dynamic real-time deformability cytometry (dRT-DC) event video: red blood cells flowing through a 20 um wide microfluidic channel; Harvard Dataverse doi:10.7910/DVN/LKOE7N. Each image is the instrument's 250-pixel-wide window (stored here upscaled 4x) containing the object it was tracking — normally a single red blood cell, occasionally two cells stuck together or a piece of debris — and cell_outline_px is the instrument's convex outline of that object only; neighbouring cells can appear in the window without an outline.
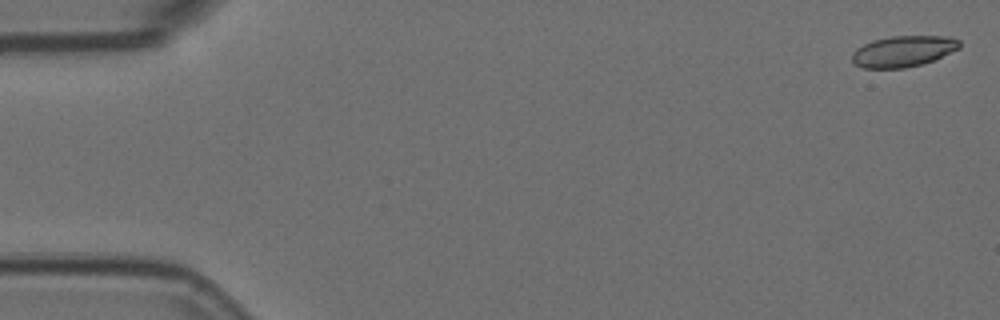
{"species": "Egyptian fruit bat (a non-hibernating species)", "species_latin": "Rousettus aegyptiacus", "temperature_condition": "room temperature", "stored_images_in_passage": 6, "camera_frame_rate_fps": 3000, "um_per_image_px": 0.085, "animal": {"sex": "female"}, "frame": {"image": 1, "passage_image": 1, "time_ms": 0.0, "image_size_px": [1000, 320], "cell_outline_px": [[960, 48], [932, 60], [920, 64], [904, 68], [864, 68], [856, 64], [852, 60], [852, 52], [856, 48], [872, 40], [892, 36], [952, 36], [960, 40]], "centroid_in_image_um": [76.77, 4.34], "position_along_channel_um": 8.2, "area_um2": 19.36}}
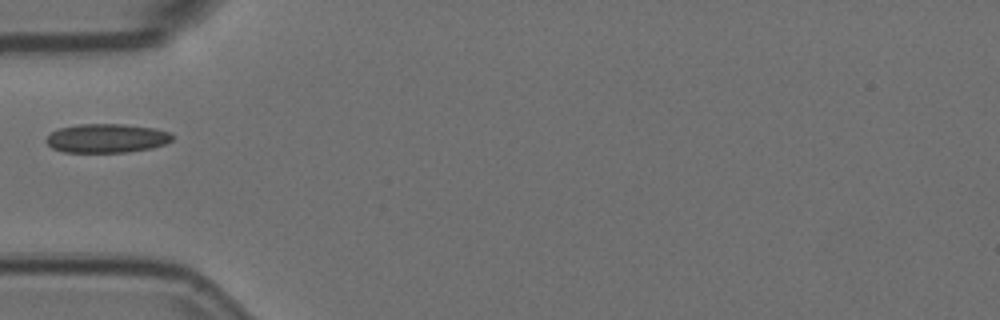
{"frame": {"image": 2, "passage_image": 5, "time_ms": 1.333, "image_size_px": [1000, 320], "cell_outline_px": [[172, 140], [164, 144], [152, 148], [128, 152], [64, 152], [52, 148], [44, 140], [52, 132], [60, 128], [80, 124], [124, 124], [152, 128], [172, 132]], "centroid_in_image_um": [9.07, 11.75], "position_along_channel_um": 75.9, "area_um2": 21.21}}
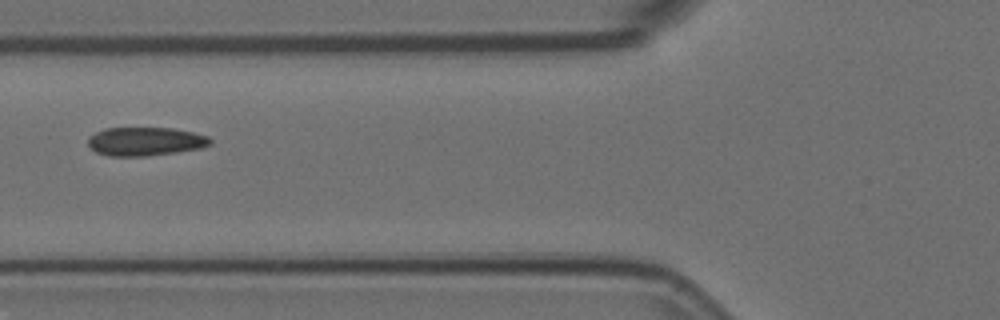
{"frame": {"image": 3, "passage_image": 6, "time_ms": 1.667, "image_size_px": [1000, 320], "cell_outline_px": [[212, 144], [200, 148], [176, 152], [148, 156], [108, 156], [96, 152], [88, 144], [88, 136], [104, 128], [172, 128], [192, 132], [208, 136], [212, 140]], "centroid_in_image_um": [12.34, 12.02], "position_along_channel_um": 113.5, "area_um2": 20.4}}